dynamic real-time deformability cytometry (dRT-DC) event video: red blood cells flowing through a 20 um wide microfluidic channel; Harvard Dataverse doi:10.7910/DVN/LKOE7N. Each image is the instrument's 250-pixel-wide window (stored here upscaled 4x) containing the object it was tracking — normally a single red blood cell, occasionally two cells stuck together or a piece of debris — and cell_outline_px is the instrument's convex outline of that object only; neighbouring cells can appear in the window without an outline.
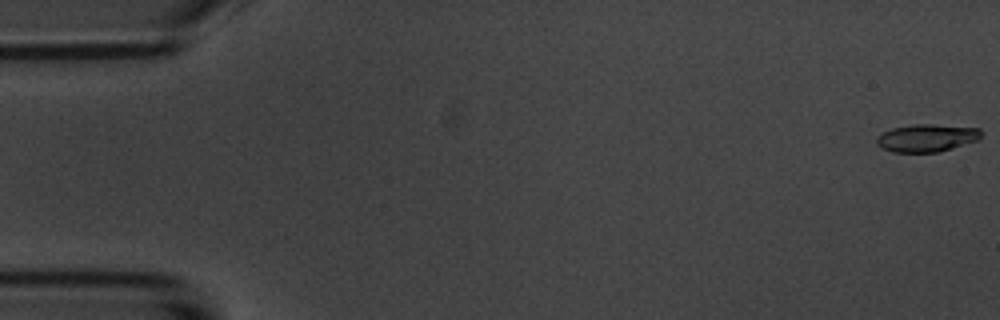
{"species": "common noctule bat (a hibernating species)", "species_latin": "Nyctalus noctula", "temperature_condition": "room temperature", "stored_images_in_passage": 6, "camera_frame_rate_fps": 3000, "um_per_image_px": 0.085, "animal": {"sex": "male", "body_mass_g": 20.1, "forearm_length_mm": 53.5}, "frame": {"image": 1, "passage_image": 1, "time_ms": 0.0, "image_size_px": [1000, 320], "cell_outline_px": [[980, 140], [952, 148], [936, 152], [892, 152], [876, 144], [876, 136], [892, 128], [912, 124], [932, 124], [980, 128]], "centroid_in_image_um": [78.77, 11.72], "position_along_channel_um": 6.2, "area_um2": 16.82}}